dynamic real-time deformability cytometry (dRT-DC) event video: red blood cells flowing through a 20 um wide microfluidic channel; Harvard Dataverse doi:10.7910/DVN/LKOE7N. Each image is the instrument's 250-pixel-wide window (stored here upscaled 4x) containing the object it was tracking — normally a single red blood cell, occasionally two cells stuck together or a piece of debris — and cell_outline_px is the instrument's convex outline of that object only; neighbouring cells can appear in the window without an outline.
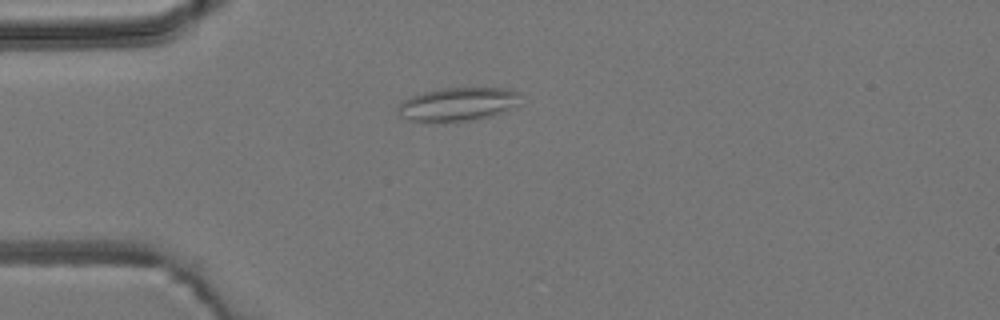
{"species": "common noctule bat (a hibernating species)", "species_latin": "Nyctalus noctula", "temperature_condition": "room temperature", "stored_images_in_passage": 3, "camera_frame_rate_fps": 3000, "um_per_image_px": 0.085, "animal": {"sex": "male", "body_mass_g": 19.2, "forearm_length_mm": 51.8}, "frame": {"image": 1, "passage_image": 2, "time_ms": 1.333, "image_size_px": [1000, 320], "cell_outline_px": [[520, 104], [500, 112], [488, 116], [472, 120], [444, 124], [432, 124], [408, 120], [400, 116], [400, 104], [404, 100], [412, 96], [424, 92], [440, 88], [508, 88], [520, 92]], "centroid_in_image_um": [38.91, 8.89], "position_along_channel_um": 46.1, "area_um2": 24.33}}